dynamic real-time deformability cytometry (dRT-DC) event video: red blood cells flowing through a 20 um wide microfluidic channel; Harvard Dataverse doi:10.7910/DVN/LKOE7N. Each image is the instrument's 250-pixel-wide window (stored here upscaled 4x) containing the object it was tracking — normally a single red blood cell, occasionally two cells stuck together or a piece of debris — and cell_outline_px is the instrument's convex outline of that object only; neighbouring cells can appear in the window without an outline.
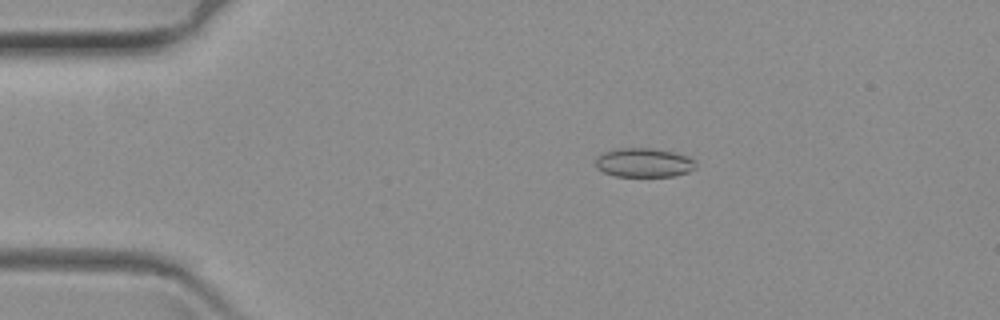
{"species": "common noctule bat (a hibernating species)", "species_latin": "Nyctalus noctula", "temperature_condition": "warm", "stored_images_in_passage": 62, "camera_frame_rate_fps": 3000, "um_per_image_px": 0.085, "animal": {"sex": "female", "body_mass_g": 19.3, "forearm_length_mm": 54.1}, "frame": {"image": 1, "passage_image": 12, "time_ms": 3.667, "image_size_px": [1000, 320], "cell_outline_px": [[696, 168], [688, 172], [672, 176], [616, 176], [604, 172], [596, 168], [596, 156], [604, 152], [620, 148], [652, 148], [676, 152], [688, 156], [696, 160]], "centroid_in_image_um": [54.76, 13.82], "position_along_channel_um": 30.2, "area_um2": 17.11}}
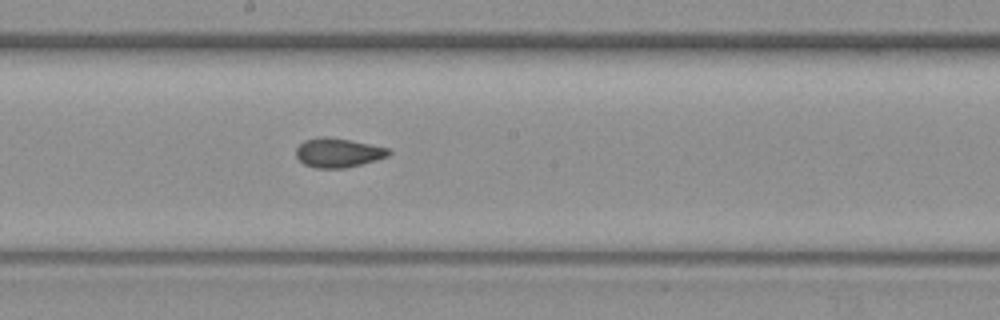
{"frame": {"image": 2, "passage_image": 34, "time_ms": 11.0, "image_size_px": [1000, 320], "cell_outline_px": [[392, 152], [388, 156], [376, 160], [344, 168], [316, 168], [304, 164], [296, 156], [296, 148], [304, 140], [320, 136], [328, 136], [352, 140], [388, 148]], "centroid_in_image_um": [28.73, 12.97], "position_along_channel_um": 219.5, "area_um2": 15.84}}
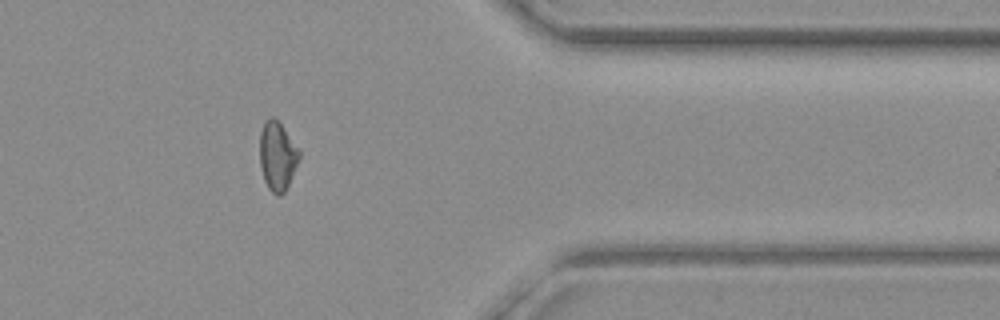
{"frame": {"image": 3, "passage_image": 51, "time_ms": 16.667, "image_size_px": [1000, 320], "cell_outline_px": [[300, 156], [288, 184], [284, 192], [280, 196], [276, 196], [268, 188], [264, 180], [260, 164], [260, 132], [264, 120], [268, 116], [272, 116], [284, 128], [300, 152]], "centroid_in_image_um": [23.55, 13.25], "position_along_channel_um": 387.9, "area_um2": 15.66}}